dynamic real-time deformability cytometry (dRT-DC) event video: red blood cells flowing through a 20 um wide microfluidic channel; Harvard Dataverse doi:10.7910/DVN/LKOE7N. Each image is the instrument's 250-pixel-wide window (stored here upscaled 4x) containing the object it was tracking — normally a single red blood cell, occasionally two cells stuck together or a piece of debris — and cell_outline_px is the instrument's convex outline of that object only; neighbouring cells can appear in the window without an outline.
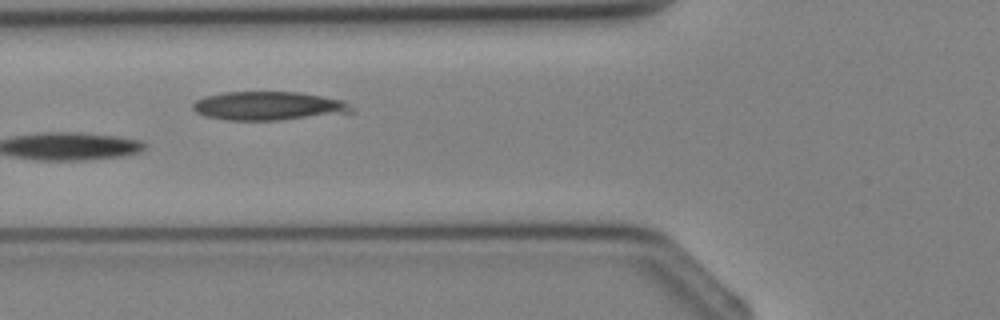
{"species": "Egyptian fruit bat (a non-hibernating species)", "species_latin": "Rousettus aegyptiacus", "temperature_condition": "cold", "stored_images_in_passage": 4, "camera_frame_rate_fps": 3000, "um_per_image_px": 0.085, "animal": {"sex": "female"}, "frame": {"image": 1, "passage_image": 4, "time_ms": 4.333, "image_size_px": [1000, 320], "cell_outline_px": [[352, 112], [276, 120], [228, 120], [208, 116], [196, 112], [192, 108], [192, 104], [196, 100], [204, 96], [224, 92], [300, 92], [340, 100], [348, 104], [352, 108]], "centroid_in_image_um": [22.74, 8.99], "position_along_channel_um": 103.1, "area_um2": 26.01}}